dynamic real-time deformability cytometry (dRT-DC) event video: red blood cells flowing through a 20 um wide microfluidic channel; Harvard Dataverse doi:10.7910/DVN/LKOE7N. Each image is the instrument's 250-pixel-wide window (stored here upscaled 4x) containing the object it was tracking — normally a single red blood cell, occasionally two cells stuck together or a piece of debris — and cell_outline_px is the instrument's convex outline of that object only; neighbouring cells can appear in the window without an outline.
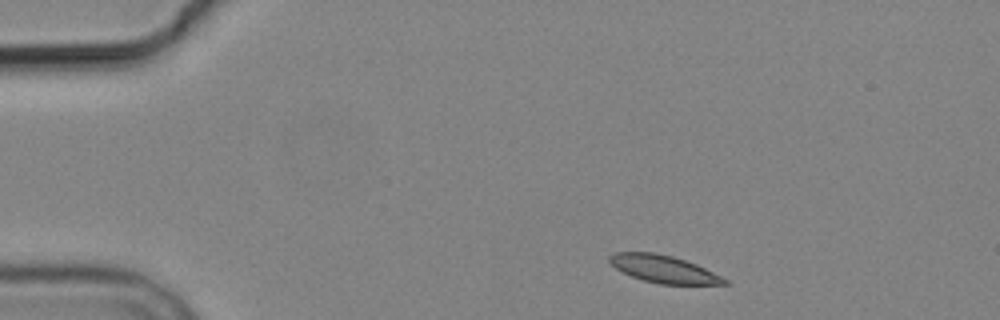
{"species": "common noctule bat (a hibernating species)", "species_latin": "Nyctalus noctula", "temperature_condition": "cold", "stored_images_in_passage": 2, "camera_frame_rate_fps": 3000, "um_per_image_px": 0.085, "animal": {"sex": "male", "body_mass_g": 19.2, "forearm_length_mm": 51.8}, "frame": {"image": 1, "passage_image": 1, "time_ms": 0.0, "image_size_px": [1000, 320], "cell_outline_px": [[728, 284], [656, 284], [632, 276], [616, 268], [608, 260], [608, 256], [616, 252], [656, 252], [672, 256], [696, 264], [728, 280]], "centroid_in_image_um": [56.38, 22.86], "position_along_channel_um": 28.6, "area_um2": 18.15}}